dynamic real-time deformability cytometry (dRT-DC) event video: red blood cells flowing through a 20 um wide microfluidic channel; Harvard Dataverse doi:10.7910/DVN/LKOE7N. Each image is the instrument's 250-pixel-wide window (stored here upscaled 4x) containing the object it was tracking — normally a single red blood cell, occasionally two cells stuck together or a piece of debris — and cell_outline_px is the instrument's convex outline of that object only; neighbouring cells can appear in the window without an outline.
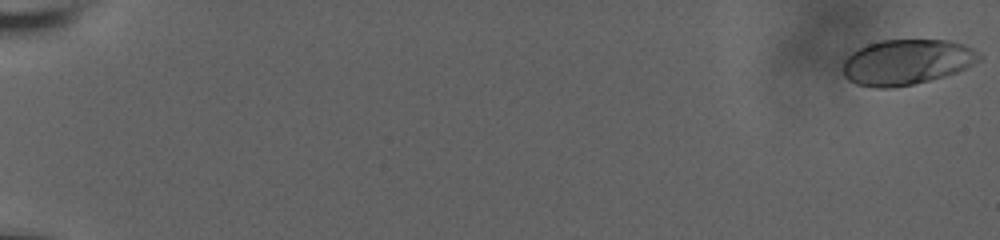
{"species": "human", "species_latin": "Homo sapiens", "temperature_condition": "room temperature", "stored_images_in_passage": 75, "camera_frame_rate_fps": 3000, "um_per_image_px": 0.085, "donor": {"sex": "male"}, "frame": {"image": 1, "passage_image": 1, "time_ms": 0.0, "image_size_px": [1000, 240], "cell_outline_px": [[984, 56], [980, 60], [956, 72], [944, 76], [912, 84], [892, 88], [876, 88], [856, 84], [848, 80], [844, 76], [844, 60], [852, 52], [868, 44], [880, 40], [948, 40], [964, 44], [972, 48]], "centroid_in_image_um": [77.07, 5.27], "position_along_channel_um": 7.9, "area_um2": 35.95}}
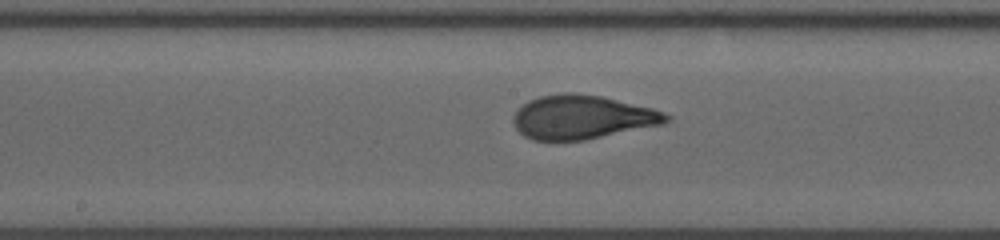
{"frame": {"image": 2, "passage_image": 37, "time_ms": 11.333, "image_size_px": [1000, 240], "cell_outline_px": [[672, 120], [664, 124], [584, 140], [532, 140], [524, 136], [516, 128], [512, 120], [512, 116], [528, 100], [540, 96], [560, 92], [576, 92], [600, 96], [652, 108], [664, 112], [672, 116]], "centroid_in_image_um": [49.5, 9.95], "position_along_channel_um": 198.7, "area_um2": 39.19}}
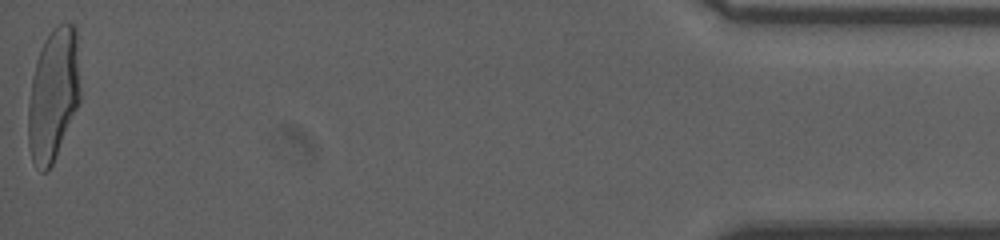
{"frame": {"image": 3, "passage_image": 75, "time_ms": 20.0, "image_size_px": [1000, 240], "cell_outline_px": [[80, 100], [52, 164], [44, 172], [40, 172], [32, 160], [28, 144], [28, 104], [32, 80], [36, 60], [44, 40], [52, 28], [60, 24], [72, 24], [76, 28], [80, 92]], "centroid_in_image_um": [4.52, 8.03], "position_along_channel_um": 430.7, "area_um2": 39.77}, "authors_computed_cell_mechanics": {"area_um2": 38.0902, "velocity_mm_per_s": 3.6551, "shape_relaxation_time_tau1_ms": 6.1753, "shape_relaxation_time_tau2_ms": null, "deformation_change_tau1": 0.2343, "deformation_change_tau2": null}}